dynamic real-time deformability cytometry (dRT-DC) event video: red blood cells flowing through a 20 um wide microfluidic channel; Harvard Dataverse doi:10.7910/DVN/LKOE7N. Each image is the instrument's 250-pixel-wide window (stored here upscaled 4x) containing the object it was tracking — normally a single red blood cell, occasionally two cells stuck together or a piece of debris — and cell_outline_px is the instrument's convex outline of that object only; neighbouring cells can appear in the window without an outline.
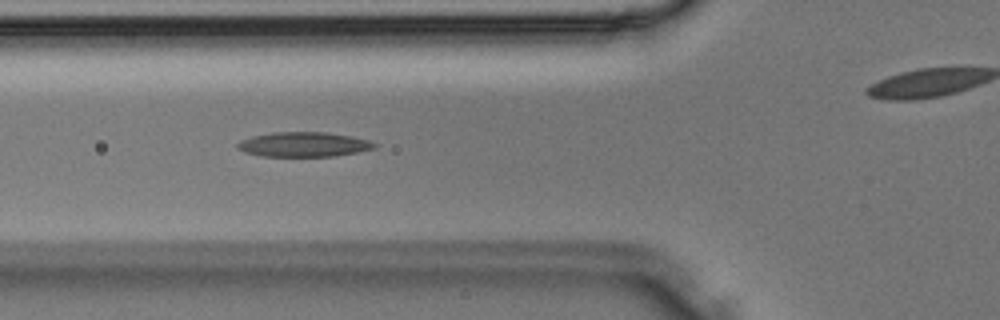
{"species": "Egyptian fruit bat (a non-hibernating species)", "species_latin": "Rousettus aegyptiacus", "temperature_condition": "room temperature", "stored_images_in_passage": 36, "camera_frame_rate_fps": 3000, "um_per_image_px": 0.085, "animal": {"sex": "male"}, "frame": {"image": 1, "passage_image": 13, "time_ms": 4.0, "image_size_px": [1000, 320], "cell_outline_px": [[380, 144], [376, 148], [336, 156], [260, 156], [244, 152], [236, 148], [236, 144], [240, 140], [252, 136], [272, 132], [324, 132], [348, 136], [368, 140]], "centroid_in_image_um": [25.78, 12.28], "position_along_channel_um": 100.0, "area_um2": 19.77}}
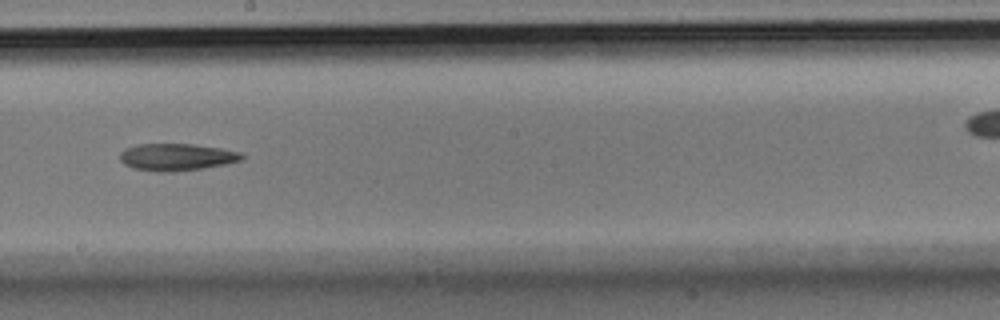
{"frame": {"image": 2, "passage_image": 20, "time_ms": 6.333, "image_size_px": [1000, 320], "cell_outline_px": [[244, 160], [228, 164], [204, 168], [172, 172], [156, 172], [136, 168], [124, 164], [120, 160], [120, 152], [124, 148], [136, 144], [192, 144], [220, 148], [240, 152], [244, 156]], "centroid_in_image_um": [15.03, 13.35], "position_along_channel_um": 233.2, "area_um2": 19.42}}
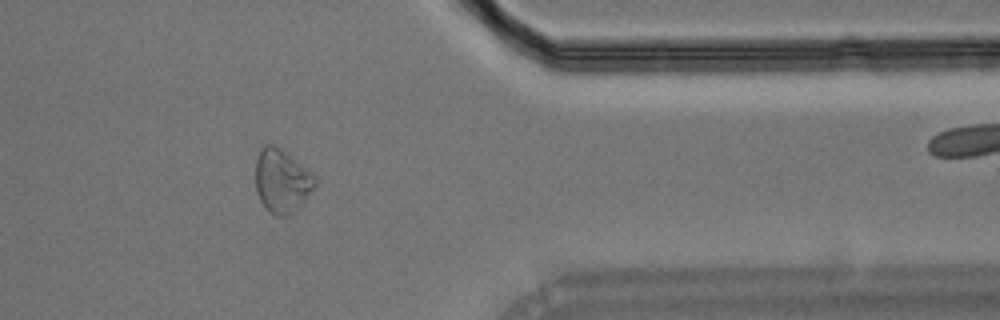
{"frame": {"image": 3, "passage_image": 29, "time_ms": 9.333, "image_size_px": [1000, 320], "cell_outline_px": [[316, 184], [296, 208], [288, 216], [276, 216], [260, 200], [256, 192], [256, 156], [260, 148], [264, 144], [272, 144], [280, 148], [312, 172], [316, 176]], "centroid_in_image_um": [23.93, 15.33], "position_along_channel_um": 387.5, "area_um2": 21.62}}